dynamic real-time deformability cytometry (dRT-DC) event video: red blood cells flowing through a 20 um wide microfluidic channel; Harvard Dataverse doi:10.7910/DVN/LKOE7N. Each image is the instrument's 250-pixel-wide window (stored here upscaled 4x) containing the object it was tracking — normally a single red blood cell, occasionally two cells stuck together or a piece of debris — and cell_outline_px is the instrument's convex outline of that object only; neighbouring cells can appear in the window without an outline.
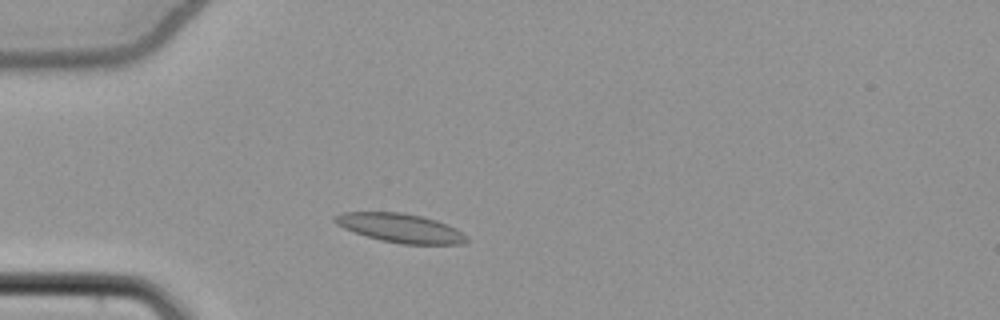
{"species": "common noctule bat (a hibernating species)", "species_latin": "Nyctalus noctula", "temperature_condition": "cold", "stored_images_in_passage": 47, "camera_frame_rate_fps": 3000, "um_per_image_px": 0.085, "animal": {"sex": "female", "body_mass_g": 22.7, "forearm_length_mm": 54.2}, "frame": {"image": 1, "passage_image": 8, "time_ms": 2.333, "image_size_px": [1000, 320], "cell_outline_px": [[468, 240], [460, 244], [400, 244], [380, 240], [344, 228], [336, 224], [332, 220], [332, 216], [340, 212], [400, 212], [420, 216], [436, 220], [456, 228]], "centroid_in_image_um": [33.97, 19.37], "position_along_channel_um": 51.0, "area_um2": 22.02}}
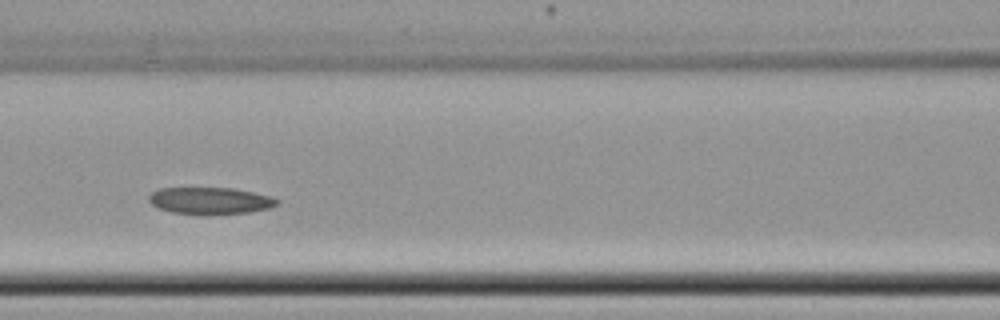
{"frame": {"image": 2, "passage_image": 17, "time_ms": 5.333, "image_size_px": [1000, 320], "cell_outline_px": [[280, 204], [268, 208], [248, 212], [208, 216], [200, 216], [172, 212], [160, 208], [152, 204], [148, 200], [148, 196], [152, 192], [160, 188], [232, 188], [272, 196], [280, 200]], "centroid_in_image_um": [17.88, 17.08], "position_along_channel_um": 148.7, "area_um2": 20.46}}
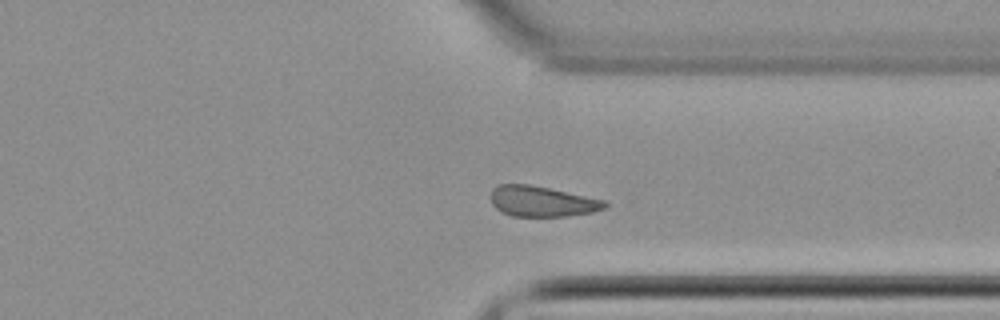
{"frame": {"image": 3, "passage_image": 34, "time_ms": 11.0, "image_size_px": [1000, 320], "cell_outline_px": [[608, 204], [604, 208], [592, 212], [568, 216], [512, 216], [496, 208], [492, 204], [492, 188], [500, 184], [528, 184], [548, 188], [604, 200]], "centroid_in_image_um": [46.06, 17.12], "position_along_channel_um": 365.3, "area_um2": 19.94}}